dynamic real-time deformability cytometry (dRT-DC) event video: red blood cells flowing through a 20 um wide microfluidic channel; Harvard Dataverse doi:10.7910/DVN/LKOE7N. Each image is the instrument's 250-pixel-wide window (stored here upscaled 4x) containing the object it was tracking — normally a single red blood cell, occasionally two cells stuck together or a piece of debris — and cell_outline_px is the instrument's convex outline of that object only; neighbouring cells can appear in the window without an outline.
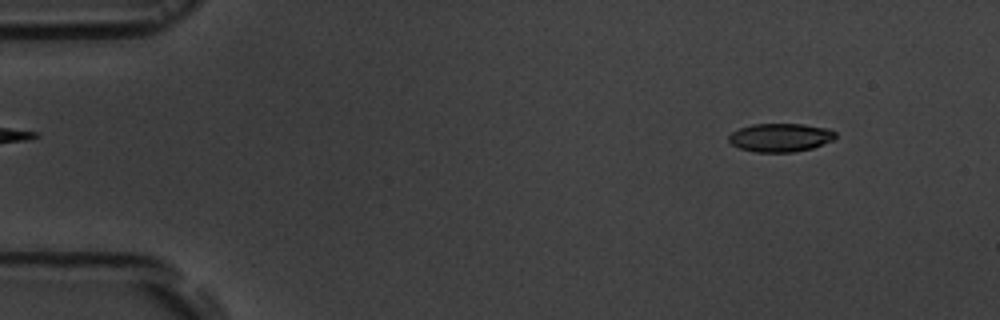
{"species": "common noctule bat (a hibernating species)", "species_latin": "Nyctalus noctula", "temperature_condition": "room temperature", "stored_images_in_passage": 4, "camera_frame_rate_fps": 3000, "um_per_image_px": 0.085, "animal": {"sex": "male", "body_mass_g": 19.5, "forearm_length_mm": 54.6}, "frame": {"image": 1, "passage_image": 1, "time_ms": 0.0, "image_size_px": [1000, 320], "cell_outline_px": [[836, 136], [832, 140], [812, 148], [792, 152], [756, 152], [740, 148], [732, 144], [728, 140], [728, 136], [732, 132], [740, 128], [752, 124], [804, 124], [828, 128], [836, 132]], "centroid_in_image_um": [66.33, 11.68], "position_along_channel_um": 18.7, "area_um2": 17.63}}
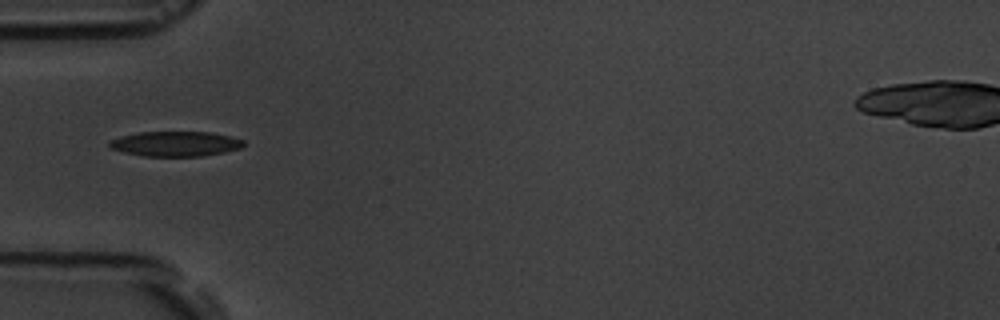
{"frame": {"image": 2, "passage_image": 4, "time_ms": 4.0, "image_size_px": [1000, 320], "cell_outline_px": [[244, 144], [240, 148], [224, 152], [204, 156], [144, 156], [112, 148], [108, 144], [108, 140], [120, 136], [136, 132], [208, 132], [228, 136], [244, 140]], "centroid_in_image_um": [14.9, 12.22], "position_along_channel_um": 70.1, "area_um2": 19.36}}